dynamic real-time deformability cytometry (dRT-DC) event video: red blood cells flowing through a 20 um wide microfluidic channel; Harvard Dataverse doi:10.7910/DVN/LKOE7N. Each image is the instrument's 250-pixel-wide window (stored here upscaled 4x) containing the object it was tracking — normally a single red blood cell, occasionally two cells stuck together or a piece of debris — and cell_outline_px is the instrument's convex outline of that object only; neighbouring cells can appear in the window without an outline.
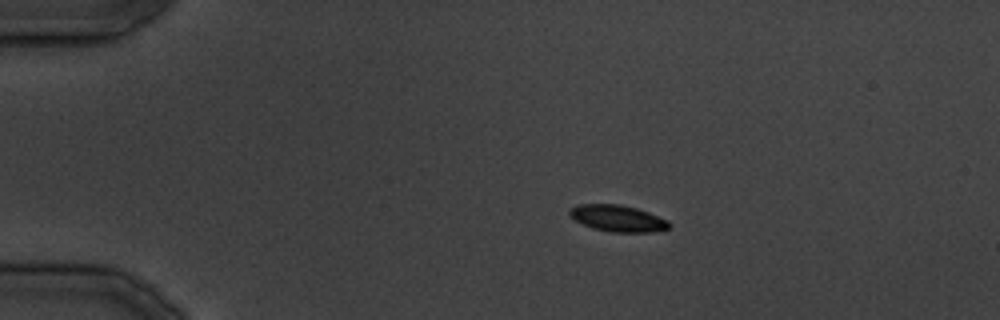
{"species": "common noctule bat (a hibernating species)", "species_latin": "Nyctalus noctula", "temperature_condition": "cold", "stored_images_in_passage": 30, "camera_frame_rate_fps": 3000, "um_per_image_px": 0.085, "animal": {"sex": "male", "body_mass_g": 19.5, "forearm_length_mm": 54.6}, "frame": {"image": 1, "passage_image": 1, "time_ms": 0.0, "image_size_px": [1000, 320], "cell_outline_px": [[672, 224], [668, 228], [652, 232], [612, 232], [592, 228], [576, 220], [568, 212], [572, 208], [580, 204], [620, 204], [636, 208], [648, 212], [668, 220]], "centroid_in_image_um": [52.55, 18.56], "position_along_channel_um": 32.5, "area_um2": 15.2}}
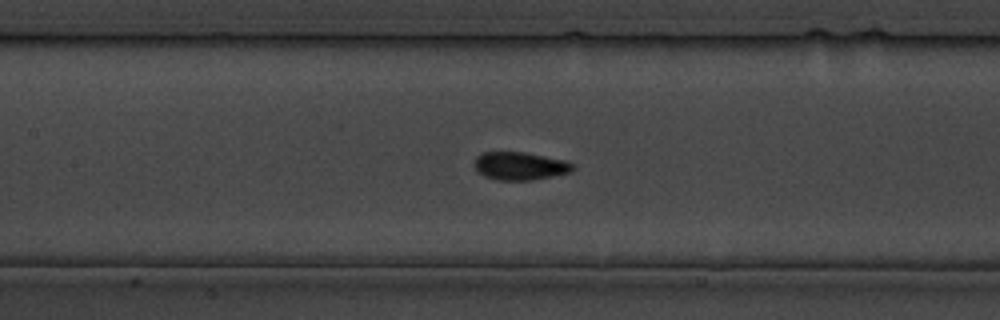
{"frame": {"image": 2, "passage_image": 11, "time_ms": 12.333, "image_size_px": [1000, 320], "cell_outline_px": [[576, 168], [572, 172], [552, 176], [528, 180], [496, 180], [484, 176], [476, 168], [476, 156], [484, 152], [524, 152], [568, 160], [576, 164]], "centroid_in_image_um": [44.29, 14.1], "position_along_channel_um": 163.1, "area_um2": 16.13}}
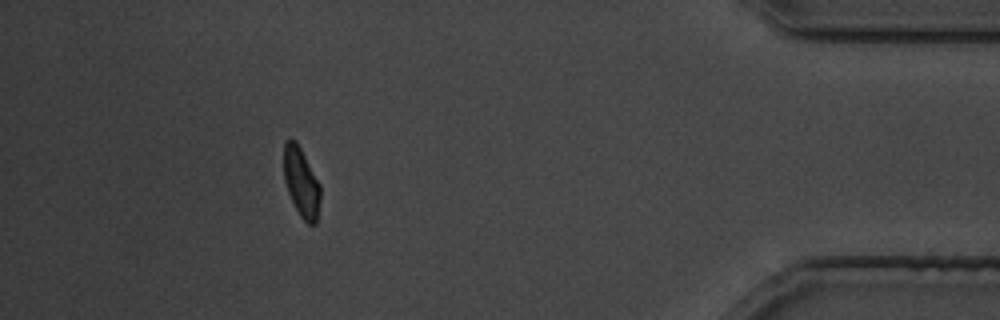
{"frame": {"image": 3, "passage_image": 27, "time_ms": 31.667, "image_size_px": [1000, 320], "cell_outline_px": [[320, 200], [316, 224], [308, 224], [300, 216], [288, 192], [284, 180], [284, 140], [296, 140], [320, 184]], "centroid_in_image_um": [25.61, 15.5], "position_along_channel_um": 409.6, "area_um2": 14.62}}